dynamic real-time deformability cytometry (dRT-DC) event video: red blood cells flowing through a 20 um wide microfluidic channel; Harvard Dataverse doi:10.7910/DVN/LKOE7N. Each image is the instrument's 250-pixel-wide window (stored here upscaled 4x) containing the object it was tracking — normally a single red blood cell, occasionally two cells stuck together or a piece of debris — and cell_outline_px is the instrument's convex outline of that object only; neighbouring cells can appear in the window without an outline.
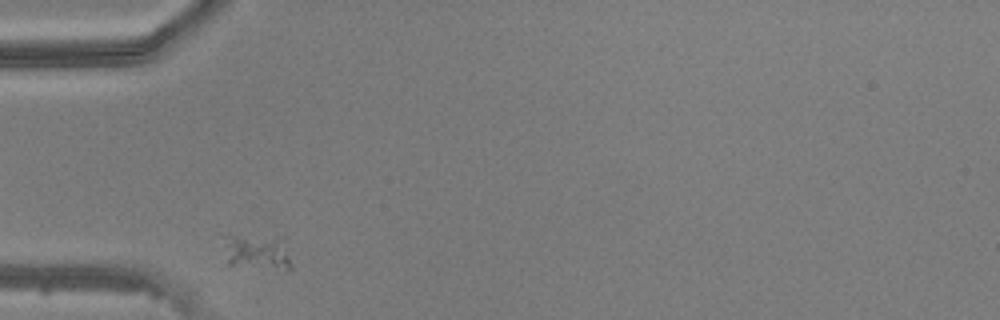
{"species": "common noctule bat (a hibernating species)", "species_latin": "Nyctalus noctula", "temperature_condition": "warm", "stored_images_in_passage": 27, "camera_frame_rate_fps": 3000, "um_per_image_px": 0.085, "animal": {"sex": "male", "body_mass_g": 20.5, "forearm_length_mm": 52.5}, "frame": {"image": 1, "passage_image": 1, "time_ms": 0.0, "image_size_px": [1000, 320], "cell_outline_px": [[292, 272], [284, 272], [228, 264], [224, 236], [236, 236], [276, 244], [292, 264]], "centroid_in_image_um": [21.77, 21.63], "position_along_channel_um": 63.2, "area_um2": 12.2}}
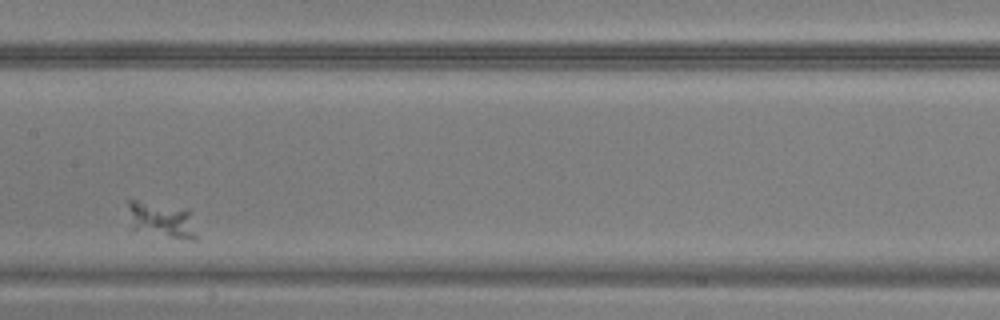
{"frame": {"image": 2, "passage_image": 12, "time_ms": 3.667, "image_size_px": [1000, 320], "cell_outline_px": [[196, 240], [188, 240], [132, 228], [128, 208], [128, 200], [136, 200], [188, 208], [196, 236]], "centroid_in_image_um": [13.74, 18.65], "position_along_channel_um": 193.7, "area_um2": 13.81}}
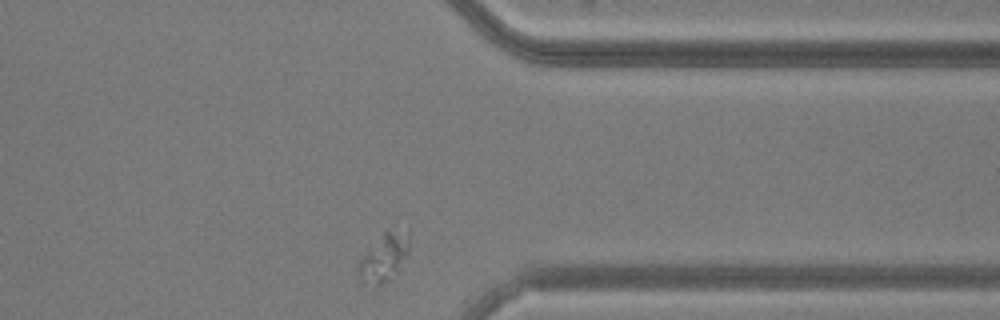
{"frame": {"image": 3, "passage_image": 27, "time_ms": 8.667, "image_size_px": [1000, 320], "cell_outline_px": [[408, 252], [388, 280], [376, 288], [364, 284], [360, 280], [356, 268], [360, 260], [384, 232], [408, 228]], "centroid_in_image_um": [32.59, 21.92], "position_along_channel_um": 378.8, "area_um2": 13.76}}